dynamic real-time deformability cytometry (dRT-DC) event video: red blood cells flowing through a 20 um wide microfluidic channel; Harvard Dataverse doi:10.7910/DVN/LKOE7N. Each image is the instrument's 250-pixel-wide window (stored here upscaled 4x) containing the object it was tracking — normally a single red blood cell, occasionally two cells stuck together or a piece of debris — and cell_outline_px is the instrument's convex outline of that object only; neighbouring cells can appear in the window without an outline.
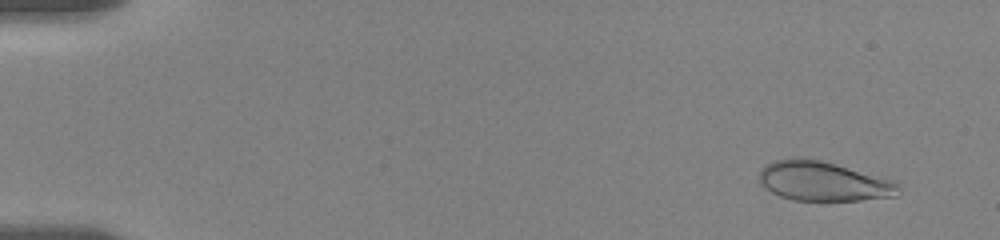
{"species": "human", "species_latin": "Homo sapiens", "temperature_condition": "room temperature", "stored_images_in_passage": 57, "camera_frame_rate_fps": 3000, "um_per_image_px": 0.085, "donor": {"sex": "female"}, "frame": {"image": 1, "passage_image": 4, "time_ms": 1.0, "image_size_px": [1000, 240], "cell_outline_px": [[900, 192], [896, 196], [860, 200], [792, 200], [780, 196], [772, 192], [760, 184], [760, 168], [776, 160], [792, 156], [820, 160], [888, 180], [896, 184], [900, 188]], "centroid_in_image_um": [69.9, 15.41], "position_along_channel_um": 15.1, "area_um2": 31.44}}
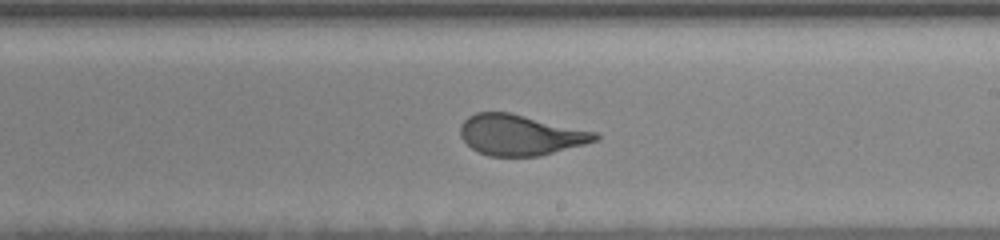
{"frame": {"image": 2, "passage_image": 38, "time_ms": 11.0, "image_size_px": [1000, 240], "cell_outline_px": [[600, 140], [540, 156], [488, 156], [472, 148], [460, 136], [460, 124], [468, 116], [476, 112], [508, 112], [596, 132], [600, 136]], "centroid_in_image_um": [44.22, 11.47], "position_along_channel_um": 244.8, "area_um2": 31.79}}
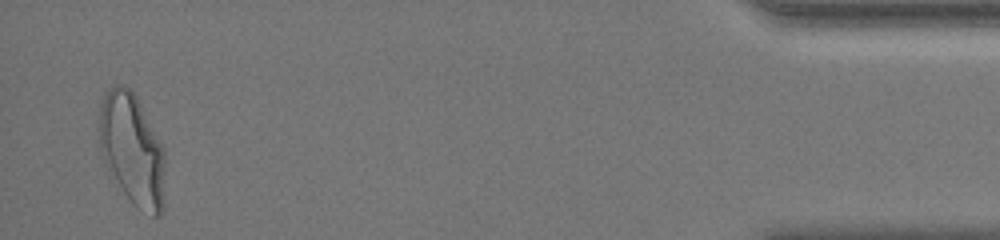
{"frame": {"image": 3, "passage_image": 57, "time_ms": 18.0, "image_size_px": [1000, 240], "cell_outline_px": [[164, 208], [160, 216], [152, 216], [132, 204], [124, 192], [104, 160], [100, 148], [100, 108], [104, 92], [108, 88], [116, 84], [120, 84], [132, 88], [164, 148]], "centroid_in_image_um": [11.26, 12.68], "position_along_channel_um": 423.9, "area_um2": 42.66}, "authors_computed_cell_mechanics": {"area_um2": 32.368, "velocity_mm_per_s": 3.5702, "shape_relaxation_time_tau1_ms": 3.7331, "shape_relaxation_time_tau2_ms": null, "deformation_change_tau1": 0.183, "deformation_change_tau2": null}}